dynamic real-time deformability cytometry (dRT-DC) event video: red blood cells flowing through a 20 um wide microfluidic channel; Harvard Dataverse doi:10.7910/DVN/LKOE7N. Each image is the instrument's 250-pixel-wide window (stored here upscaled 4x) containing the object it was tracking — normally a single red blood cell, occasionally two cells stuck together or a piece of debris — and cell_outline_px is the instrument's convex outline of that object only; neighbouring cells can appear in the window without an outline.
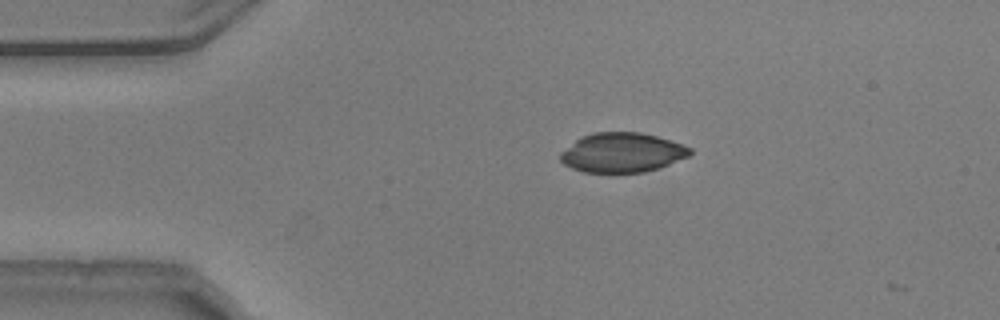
{"species": "common noctule bat (a hibernating species)", "species_latin": "Nyctalus noctula", "temperature_condition": "warm", "stored_images_in_passage": 4, "camera_frame_rate_fps": 3000, "um_per_image_px": 0.085, "animal": {"sex": "male", "body_mass_g": 20.5, "forearm_length_mm": 52.5}, "frame": {"image": 1, "passage_image": 1, "time_ms": 0.0, "image_size_px": [1000, 320], "cell_outline_px": [[692, 152], [688, 156], [668, 164], [644, 172], [584, 172], [572, 168], [564, 164], [560, 160], [560, 152], [576, 140], [592, 132], [640, 132], [656, 136], [692, 148]], "centroid_in_image_um": [52.85, 12.96], "position_along_channel_um": 32.2, "area_um2": 29.48}}